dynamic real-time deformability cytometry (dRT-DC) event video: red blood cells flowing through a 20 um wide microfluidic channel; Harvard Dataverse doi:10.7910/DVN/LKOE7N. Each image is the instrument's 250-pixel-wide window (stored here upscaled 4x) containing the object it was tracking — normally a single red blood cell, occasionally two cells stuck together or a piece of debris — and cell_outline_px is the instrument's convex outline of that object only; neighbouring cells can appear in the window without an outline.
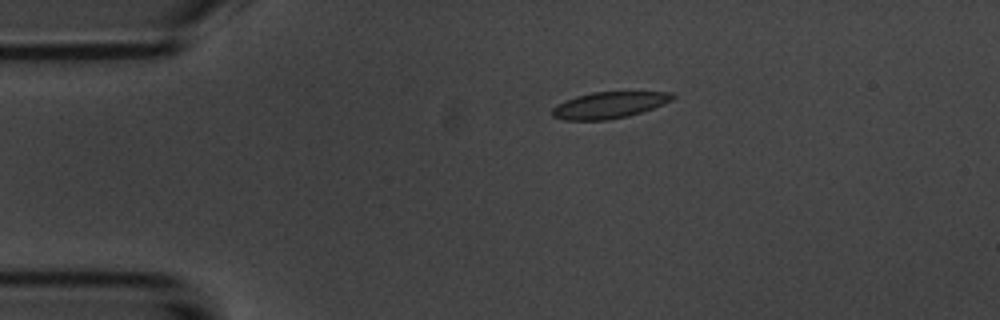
{"species": "common noctule bat (a hibernating species)", "species_latin": "Nyctalus noctula", "temperature_condition": "room temperature", "stored_images_in_passage": 6, "camera_frame_rate_fps": 3000, "um_per_image_px": 0.085, "animal": {"sex": "male", "body_mass_g": 20.1, "forearm_length_mm": 53.5}, "frame": {"image": 1, "passage_image": 3, "time_ms": 2.333, "image_size_px": [1000, 320], "cell_outline_px": [[676, 96], [672, 100], [664, 104], [628, 116], [608, 120], [564, 120], [552, 116], [552, 108], [556, 104], [564, 100], [576, 96], [592, 92], [672, 92]], "centroid_in_image_um": [51.75, 8.93], "position_along_channel_um": 33.3, "area_um2": 18.55}}
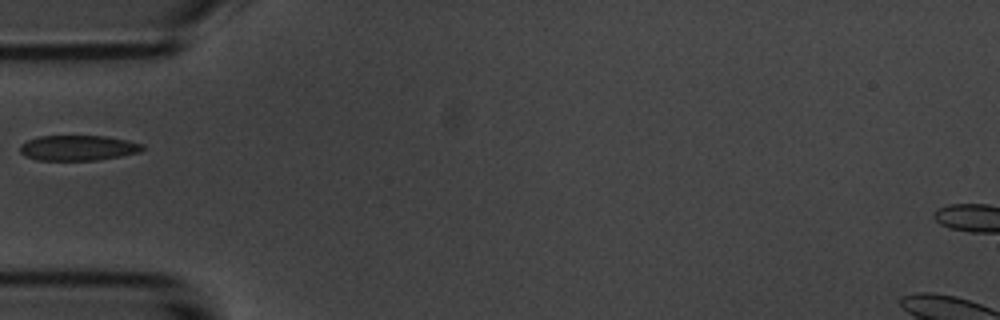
{"frame": {"image": 2, "passage_image": 5, "time_ms": 4.667, "image_size_px": [1000, 320], "cell_outline_px": [[144, 148], [140, 152], [120, 156], [96, 160], [36, 160], [24, 156], [20, 152], [20, 144], [28, 140], [40, 136], [104, 136], [128, 140], [144, 144]], "centroid_in_image_um": [6.63, 12.57], "position_along_channel_um": 78.4, "area_um2": 18.09}}
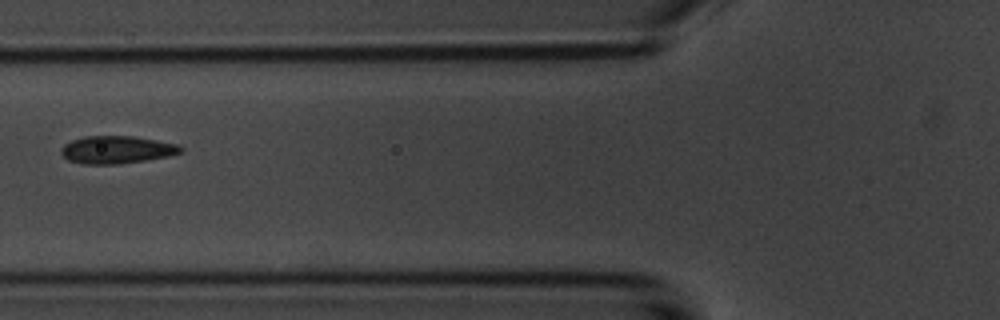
{"frame": {"image": 3, "passage_image": 6, "time_ms": 5.667, "image_size_px": [1000, 320], "cell_outline_px": [[184, 148], [180, 152], [168, 156], [120, 164], [80, 164], [68, 160], [60, 152], [60, 148], [64, 144], [72, 140], [84, 136], [132, 136], [156, 140], [176, 144]], "centroid_in_image_um": [9.87, 12.73], "position_along_channel_um": 115.9, "area_um2": 19.19}}